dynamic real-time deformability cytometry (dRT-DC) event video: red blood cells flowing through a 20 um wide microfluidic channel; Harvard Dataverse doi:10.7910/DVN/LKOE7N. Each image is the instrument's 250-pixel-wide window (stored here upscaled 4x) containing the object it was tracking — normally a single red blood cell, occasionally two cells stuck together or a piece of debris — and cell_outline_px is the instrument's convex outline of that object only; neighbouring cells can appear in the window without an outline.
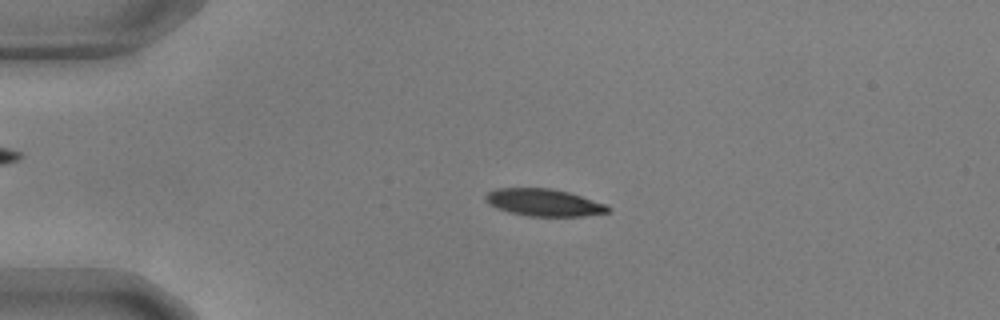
{"species": "common noctule bat (a hibernating species)", "species_latin": "Nyctalus noctula", "temperature_condition": "warm", "stored_images_in_passage": 56, "camera_frame_rate_fps": 3000, "um_per_image_px": 0.085, "animal": {"sex": "male", "body_mass_g": 17.9, "forearm_length_mm": 54.2}, "frame": {"image": 1, "passage_image": 13, "time_ms": 4.0, "image_size_px": [1000, 320], "cell_outline_px": [[612, 208], [608, 212], [584, 216], [528, 216], [496, 208], [488, 204], [484, 200], [484, 196], [488, 192], [496, 188], [552, 188], [568, 192], [608, 204]], "centroid_in_image_um": [46.24, 17.21], "position_along_channel_um": 38.8, "area_um2": 19.54}}
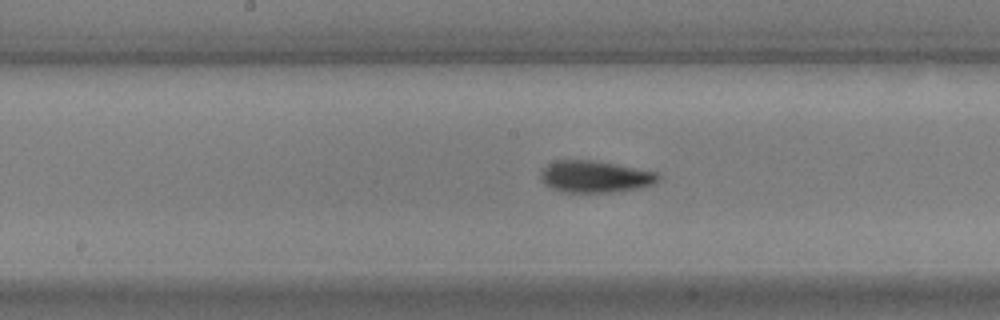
{"frame": {"image": 2, "passage_image": 29, "time_ms": 9.333, "image_size_px": [1000, 320], "cell_outline_px": [[660, 176], [652, 184], [640, 188], [612, 192], [560, 192], [544, 184], [540, 180], [540, 168], [556, 160], [592, 160], [616, 164], [656, 172]], "centroid_in_image_um": [50.5, 15.01], "position_along_channel_um": 197.7, "area_um2": 21.85}}
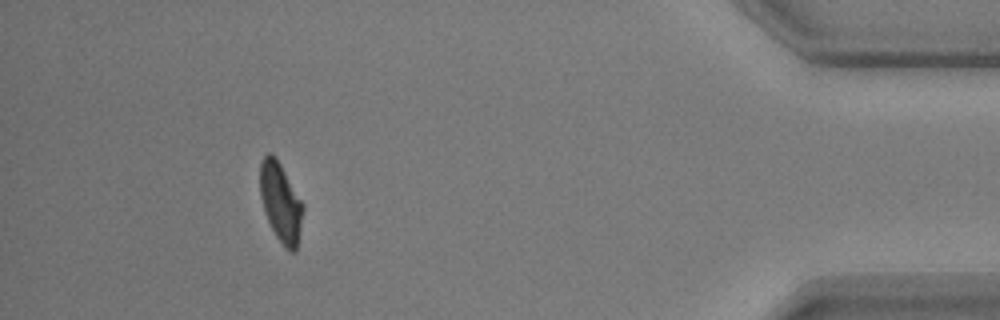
{"frame": {"image": 3, "passage_image": 51, "time_ms": 16.667, "image_size_px": [1000, 320], "cell_outline_px": [[304, 208], [296, 252], [288, 252], [284, 248], [276, 236], [264, 212], [260, 196], [260, 164], [264, 156], [268, 152], [272, 152], [276, 156], [304, 204]], "centroid_in_image_um": [23.86, 17.2], "position_along_channel_um": 411.3, "area_um2": 20.06}, "authors_computed_cell_mechanics": {"area_um2": 20.6057, "velocity_mm_per_s": 3.6445, "shape_relaxation_time_tau1_ms": 3.4513, "shape_relaxation_time_tau2_ms": 2.2144, "deformation_change_tau1": 0.1489, "deformation_change_tau2": 0.0712}}